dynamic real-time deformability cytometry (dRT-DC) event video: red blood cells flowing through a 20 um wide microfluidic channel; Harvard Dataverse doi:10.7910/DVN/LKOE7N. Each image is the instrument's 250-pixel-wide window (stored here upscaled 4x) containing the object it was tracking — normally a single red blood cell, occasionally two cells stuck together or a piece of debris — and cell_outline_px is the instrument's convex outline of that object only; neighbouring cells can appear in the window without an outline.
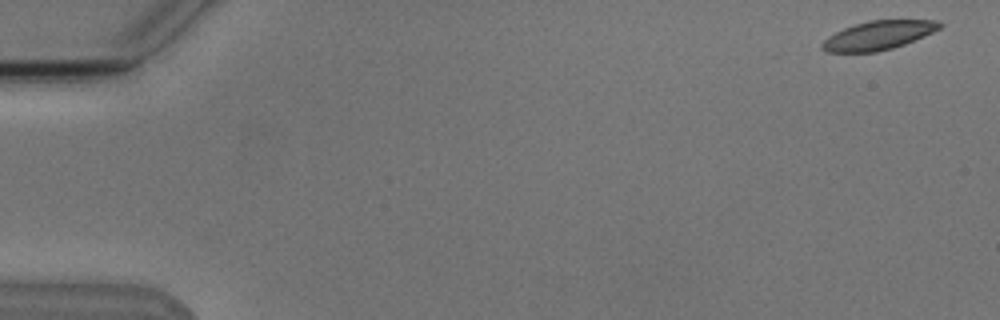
{"species": "Egyptian fruit bat (a non-hibernating species)", "species_latin": "Rousettus aegyptiacus", "temperature_condition": "cold", "stored_images_in_passage": 4, "camera_frame_rate_fps": 3000, "um_per_image_px": 0.085, "animal": {"sex": "male"}, "frame": {"image": 1, "passage_image": 1, "time_ms": 0.0, "image_size_px": [1000, 320], "cell_outline_px": [[944, 24], [940, 28], [924, 36], [904, 44], [892, 48], [876, 52], [828, 52], [820, 48], [820, 44], [828, 36], [844, 28], [868, 20], [936, 20]], "centroid_in_image_um": [74.64, 3.0], "position_along_channel_um": 10.4, "area_um2": 19.65}}